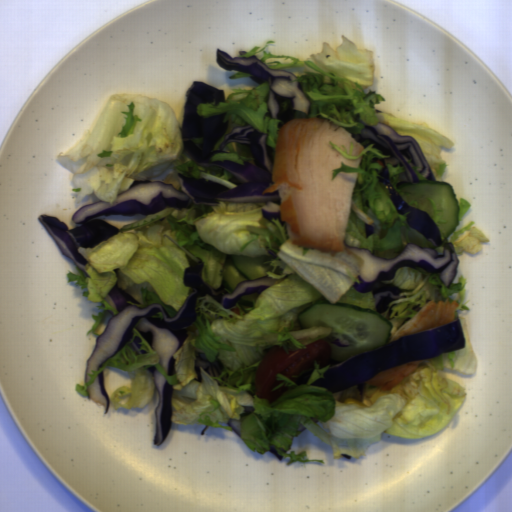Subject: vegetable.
<instances>
[{"mask_svg":"<svg viewBox=\"0 0 512 512\" xmlns=\"http://www.w3.org/2000/svg\"><path fill=\"white\" fill-rule=\"evenodd\" d=\"M342 44L332 49L324 42L322 52L312 54L306 60L290 55H273L265 49L275 40L254 46L246 54L256 56L269 69L282 70L301 66L304 71L296 76L302 92L310 101L308 114L297 112L296 119H327L352 134L360 133L366 125L386 124L400 136L413 137L435 179L440 181L447 169L440 147L452 149L454 142L444 134L430 128L429 124L418 125L408 120L375 111L376 104L386 101L376 90L366 89L374 82L375 67L373 51L357 49L356 45L342 35Z\"/></svg>","mask_w":512,"mask_h":512,"instance_id":"vegetable-3","label":"vegetable"},{"mask_svg":"<svg viewBox=\"0 0 512 512\" xmlns=\"http://www.w3.org/2000/svg\"><path fill=\"white\" fill-rule=\"evenodd\" d=\"M386 168L389 173V180L388 182L391 183L393 189L397 191V177L400 173L404 172V167L400 166V164H397V167H393L391 163H387Z\"/></svg>","mask_w":512,"mask_h":512,"instance_id":"vegetable-8","label":"vegetable"},{"mask_svg":"<svg viewBox=\"0 0 512 512\" xmlns=\"http://www.w3.org/2000/svg\"><path fill=\"white\" fill-rule=\"evenodd\" d=\"M184 115V105L176 117L167 102L141 93L108 98L81 139L56 157L73 174L76 203L94 192L112 204L134 181H163L181 192L177 174L237 188L230 171L200 167L186 153L183 141L203 149L204 139L183 138Z\"/></svg>","mask_w":512,"mask_h":512,"instance_id":"vegetable-2","label":"vegetable"},{"mask_svg":"<svg viewBox=\"0 0 512 512\" xmlns=\"http://www.w3.org/2000/svg\"><path fill=\"white\" fill-rule=\"evenodd\" d=\"M330 146L347 159L361 158L359 167H350L341 162V166L332 170V180L340 173H357L351 199L354 205L373 222L370 224L374 231L366 238L365 221L350 210L344 242L349 246L370 250L375 257L396 259L409 246L408 232L413 228L401 215L390 198L389 191L378 175L382 170L381 164L372 162L374 158H389L380 149L369 144L358 156H353L354 143L351 141L350 152L345 145L337 146L329 140Z\"/></svg>","mask_w":512,"mask_h":512,"instance_id":"vegetable-4","label":"vegetable"},{"mask_svg":"<svg viewBox=\"0 0 512 512\" xmlns=\"http://www.w3.org/2000/svg\"><path fill=\"white\" fill-rule=\"evenodd\" d=\"M226 100L219 102L200 103L196 108V113L206 119L210 116H217L225 113L223 122L229 121L227 132L216 142L210 152L220 151V146L225 136L233 130L235 126H245L249 124L255 130L267 135V145L273 149L275 159L276 146L282 129L279 128L281 119L272 118L268 109V97L270 86L268 82L261 83L253 89H232Z\"/></svg>","mask_w":512,"mask_h":512,"instance_id":"vegetable-5","label":"vegetable"},{"mask_svg":"<svg viewBox=\"0 0 512 512\" xmlns=\"http://www.w3.org/2000/svg\"><path fill=\"white\" fill-rule=\"evenodd\" d=\"M218 205L195 204L191 207L167 206L156 214L126 224L119 233L94 248L79 247L78 252L88 263L79 274L66 273V281H76L83 296L99 302L98 315L87 336H99L95 330L107 312L115 316L118 310L106 299L117 285L141 304L132 306L146 309L160 304L175 316L183 307L189 293L184 284V273L189 267L186 255L203 261L201 276L215 288L222 286V269L230 256L257 258L273 257L263 264L272 268L265 273L273 279L286 278L259 293L254 307L245 312L239 301L223 308L209 294L195 302L198 313L187 327V337L173 354L175 372L167 375L160 358L133 328L132 340L140 337L136 355L127 343L113 358L99 369H92L88 382L75 384L77 393L88 396L87 388L108 367L120 369L130 376L129 386H120L109 396L117 410L144 408L155 392L156 385L149 367H155L172 386L171 421L177 425H205L233 431L229 420L241 419L245 407H254L241 423L240 437L255 453L263 455L274 447L282 458L293 462L325 463L308 459V453L296 454L289 449L295 436L301 434L300 423L327 445H331L333 459L340 455L358 458L384 433L396 437L422 438L434 435L453 421L466 398L459 383L442 375L451 369L466 375L475 374L476 355L469 339L468 327L460 311H469L466 300L468 282L460 276L458 282L444 285L438 274L420 268L401 267L393 279L383 280L405 290L389 303L381 313L392 328L399 329L416 316L430 301H456L455 311L463 333L464 349L422 359L415 371L390 390L362 382L338 393L326 388L310 386L324 379L331 361L320 369L315 361L306 385L277 374L282 382L272 391L285 386L287 390L269 403L267 398L255 395L259 365L268 348L281 345L286 354L305 350L306 345L322 340L333 331L318 326L302 329L298 314L315 303L346 302L377 312L372 292L360 293L353 284L358 282L361 260L343 250L331 256L314 248L292 244L287 234L286 221L282 225L274 217H264L267 202H225ZM239 307L241 315L230 309ZM204 352L206 359L219 360L224 365L221 376L210 377L202 368V382L194 380L195 355ZM353 397L367 407L345 404Z\"/></svg>","mask_w":512,"mask_h":512,"instance_id":"vegetable-1","label":"vegetable"},{"mask_svg":"<svg viewBox=\"0 0 512 512\" xmlns=\"http://www.w3.org/2000/svg\"><path fill=\"white\" fill-rule=\"evenodd\" d=\"M252 74L251 73H246V72H243V71H238L236 74H233L232 76H230V80H237V79H240V78H244V77H250Z\"/></svg>","mask_w":512,"mask_h":512,"instance_id":"vegetable-11","label":"vegetable"},{"mask_svg":"<svg viewBox=\"0 0 512 512\" xmlns=\"http://www.w3.org/2000/svg\"><path fill=\"white\" fill-rule=\"evenodd\" d=\"M412 168H413V170H414V172H415V174H416V176H417V178H418L419 182H420V181H428V180L425 178V176H423L422 174H420V173L418 172L419 168H421V167H412Z\"/></svg>","mask_w":512,"mask_h":512,"instance_id":"vegetable-12","label":"vegetable"},{"mask_svg":"<svg viewBox=\"0 0 512 512\" xmlns=\"http://www.w3.org/2000/svg\"><path fill=\"white\" fill-rule=\"evenodd\" d=\"M427 199L430 201V203L432 205V209H433L432 218H433L434 222L436 223L437 227L439 228V223H448L447 220H441L440 214L443 210H438L433 198H427Z\"/></svg>","mask_w":512,"mask_h":512,"instance_id":"vegetable-9","label":"vegetable"},{"mask_svg":"<svg viewBox=\"0 0 512 512\" xmlns=\"http://www.w3.org/2000/svg\"><path fill=\"white\" fill-rule=\"evenodd\" d=\"M222 150L225 152L214 154L209 161H233L240 165L249 162L255 165L251 149L243 142L231 141Z\"/></svg>","mask_w":512,"mask_h":512,"instance_id":"vegetable-7","label":"vegetable"},{"mask_svg":"<svg viewBox=\"0 0 512 512\" xmlns=\"http://www.w3.org/2000/svg\"><path fill=\"white\" fill-rule=\"evenodd\" d=\"M488 242H490L489 238L472 221L464 228L454 231L443 241L441 246H435L433 249L442 255L444 245L453 243L456 255L462 254V252L477 254L482 250L481 243L487 244Z\"/></svg>","mask_w":512,"mask_h":512,"instance_id":"vegetable-6","label":"vegetable"},{"mask_svg":"<svg viewBox=\"0 0 512 512\" xmlns=\"http://www.w3.org/2000/svg\"><path fill=\"white\" fill-rule=\"evenodd\" d=\"M459 206H460V212H459L458 220H459V224H460L461 221L463 220L464 216L466 215V213L468 212V210L471 208L472 205L469 204L463 197H460Z\"/></svg>","mask_w":512,"mask_h":512,"instance_id":"vegetable-10","label":"vegetable"}]
</instances>
